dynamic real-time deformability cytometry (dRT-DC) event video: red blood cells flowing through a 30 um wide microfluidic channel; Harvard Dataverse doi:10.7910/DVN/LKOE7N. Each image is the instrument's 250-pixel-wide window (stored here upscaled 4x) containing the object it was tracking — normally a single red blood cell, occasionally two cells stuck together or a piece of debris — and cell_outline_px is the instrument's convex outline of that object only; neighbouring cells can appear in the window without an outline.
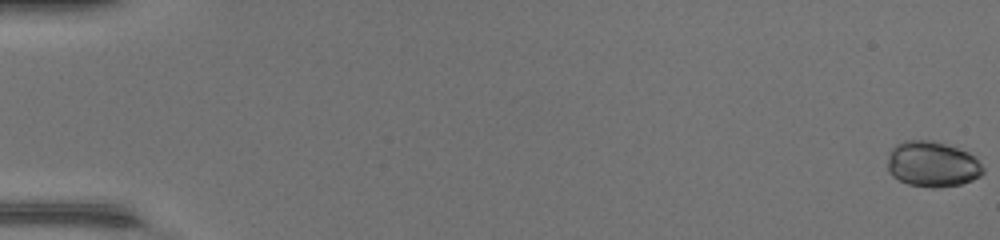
{"species": "common noctule bat (a hibernating species)", "species_latin": "Nyctalus noctula", "temperature_condition": "warm", "stored_images_in_passage": 50, "camera_frame_rate_fps": 3000, "um_per_image_px": 0.085, "animal": {"sex": "female", "body_mass_g": 17.0, "forearm_length_mm": 48.0}, "frame": {"image": 1, "passage_image": 1, "time_ms": 0.0, "image_size_px": [1000, 240], "cell_outline_px": [[984, 172], [980, 176], [972, 180], [960, 184], [936, 188], [932, 188], [908, 184], [892, 176], [888, 172], [888, 152], [896, 144], [904, 140], [932, 140], [968, 152], [976, 156], [984, 168]], "centroid_in_image_um": [79.24, 13.95], "position_along_channel_um": 5.8, "area_um2": 25.55}}
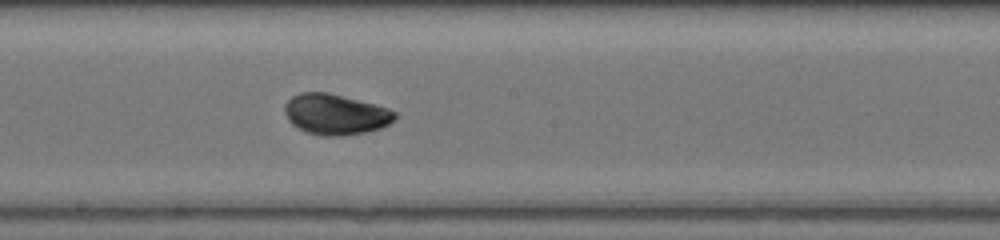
{"frame": {"image": 2, "passage_image": 29, "time_ms": 9.333, "image_size_px": [1000, 240], "cell_outline_px": [[396, 120], [380, 128], [364, 132], [340, 136], [324, 136], [304, 132], [292, 124], [288, 120], [284, 112], [284, 104], [292, 96], [300, 92], [328, 92], [388, 108], [396, 112]], "centroid_in_image_um": [28.48, 9.72], "position_along_channel_um": 219.7, "area_um2": 26.13}}
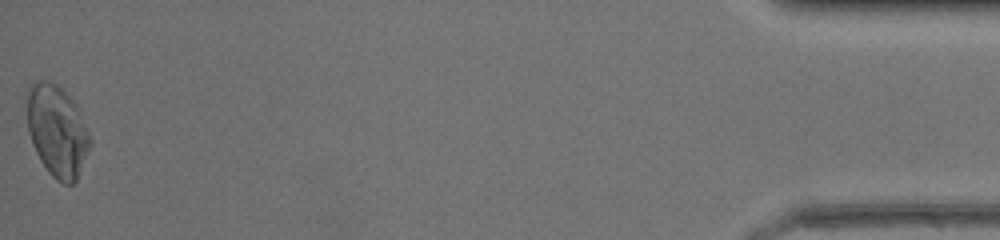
{"frame": {"image": 3, "passage_image": 50, "time_ms": 16.333, "image_size_px": [1000, 240], "cell_outline_px": [[92, 140], [76, 180], [72, 184], [64, 184], [56, 180], [48, 172], [40, 160], [32, 144], [28, 128], [28, 84], [36, 80], [52, 80], [60, 84], [64, 88], [80, 108]], "centroid_in_image_um": [4.87, 11.06], "position_along_channel_um": 430.3, "area_um2": 34.1}, "authors_computed_cell_mechanics": {"area_um2": 25.6632, "velocity_mm_per_s": 4.3535, "shape_relaxation_time_tau1_ms": 3.8226, "shape_relaxation_time_tau2_ms": 1.1174, "deformation_change_tau1": 0.1138, "deformation_change_tau2": 0.0247}}